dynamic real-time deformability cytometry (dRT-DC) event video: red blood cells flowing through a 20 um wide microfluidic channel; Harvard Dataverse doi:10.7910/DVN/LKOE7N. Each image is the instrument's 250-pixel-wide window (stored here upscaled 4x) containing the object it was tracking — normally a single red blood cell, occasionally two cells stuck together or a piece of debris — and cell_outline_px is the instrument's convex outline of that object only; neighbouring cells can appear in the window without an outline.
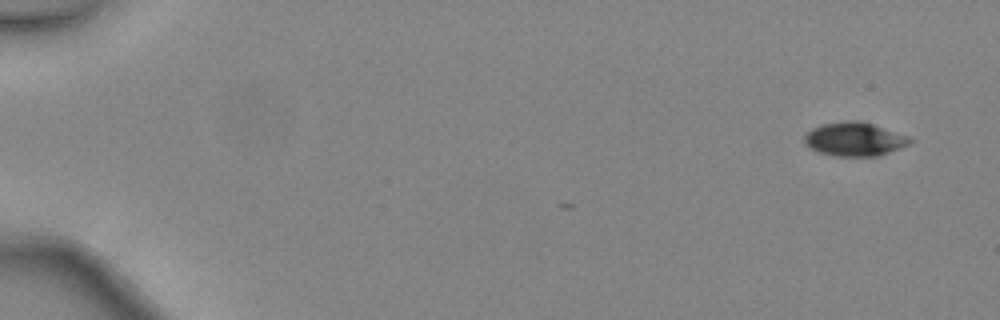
{"species": "common noctule bat (a hibernating species)", "species_latin": "Nyctalus noctula", "temperature_condition": "warm", "stored_images_in_passage": 4, "camera_frame_rate_fps": 3000, "um_per_image_px": 0.085, "animal": {"sex": "female", "body_mass_g": 24.6, "forearm_length_mm": 56.2}, "frame": {"image": 1, "passage_image": 1, "time_ms": 0.0, "image_size_px": [1000, 320], "cell_outline_px": [[916, 140], [900, 148], [876, 156], [836, 156], [820, 152], [804, 144], [804, 136], [812, 128], [820, 124], [844, 120], [864, 120], [908, 136]], "centroid_in_image_um": [72.64, 11.8], "position_along_channel_um": 12.4, "area_um2": 20.92}}